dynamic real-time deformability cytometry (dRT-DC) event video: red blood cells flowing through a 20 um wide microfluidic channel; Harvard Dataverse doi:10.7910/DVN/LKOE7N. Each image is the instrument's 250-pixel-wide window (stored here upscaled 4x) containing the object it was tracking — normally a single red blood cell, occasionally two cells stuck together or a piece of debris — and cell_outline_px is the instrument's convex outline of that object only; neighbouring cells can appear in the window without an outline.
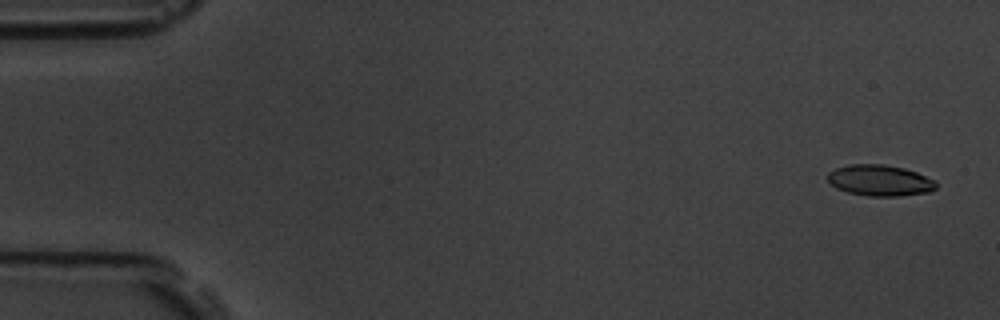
{"species": "common noctule bat (a hibernating species)", "species_latin": "Nyctalus noctula", "temperature_condition": "room temperature", "stored_images_in_passage": 5, "camera_frame_rate_fps": 3000, "um_per_image_px": 0.085, "animal": {"sex": "male", "body_mass_g": 19.5, "forearm_length_mm": 54.6}, "frame": {"image": 1, "passage_image": 1, "time_ms": 0.0, "image_size_px": [1000, 320], "cell_outline_px": [[936, 188], [928, 192], [900, 196], [868, 196], [848, 192], [836, 188], [828, 180], [828, 172], [836, 168], [848, 164], [880, 164], [904, 168], [916, 172], [932, 180], [936, 184]], "centroid_in_image_um": [74.75, 15.33], "position_along_channel_um": 10.2, "area_um2": 19.42}}
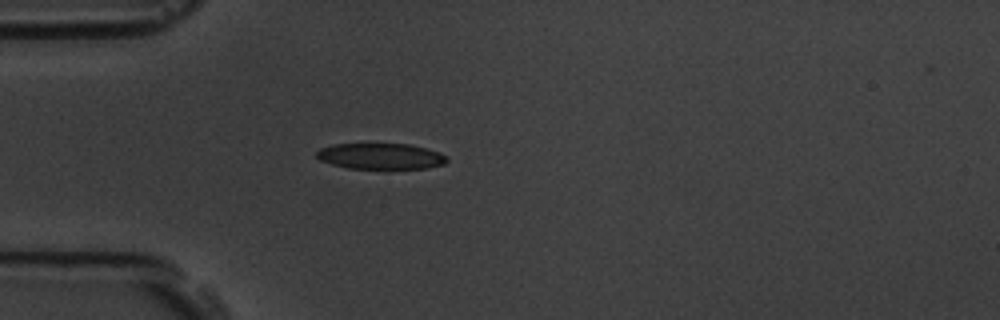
{"frame": {"image": 2, "passage_image": 5, "time_ms": 1.333, "image_size_px": [1000, 320], "cell_outline_px": [[448, 160], [444, 164], [428, 168], [348, 168], [332, 164], [320, 160], [316, 156], [316, 152], [320, 148], [332, 144], [408, 144], [440, 152], [448, 156]], "centroid_in_image_um": [32.36, 13.27], "position_along_channel_um": 52.6, "area_um2": 19.59}}